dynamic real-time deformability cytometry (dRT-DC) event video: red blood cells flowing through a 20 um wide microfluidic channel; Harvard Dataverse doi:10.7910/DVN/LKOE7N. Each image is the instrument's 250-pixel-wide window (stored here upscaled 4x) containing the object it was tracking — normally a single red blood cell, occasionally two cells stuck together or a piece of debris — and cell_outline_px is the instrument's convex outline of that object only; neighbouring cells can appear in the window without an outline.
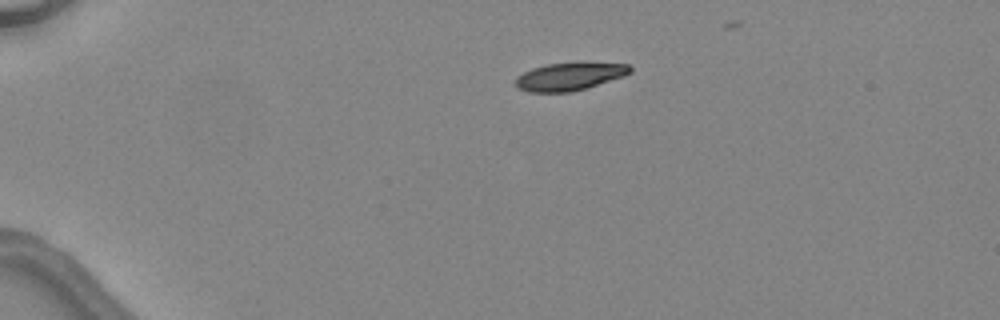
{"species": "common noctule bat (a hibernating species)", "species_latin": "Nyctalus noctula", "temperature_condition": "warm", "stored_images_in_passage": 4, "camera_frame_rate_fps": 3000, "um_per_image_px": 0.085, "animal": {"sex": "female", "body_mass_g": 24.6, "forearm_length_mm": 56.2}, "frame": {"image": 1, "passage_image": 1, "time_ms": 0.0, "image_size_px": [1000, 320], "cell_outline_px": [[632, 72], [624, 76], [572, 92], [528, 92], [516, 88], [516, 76], [532, 68], [548, 64], [628, 64], [632, 68]], "centroid_in_image_um": [48.35, 6.53], "position_along_channel_um": 36.6, "area_um2": 18.03}}